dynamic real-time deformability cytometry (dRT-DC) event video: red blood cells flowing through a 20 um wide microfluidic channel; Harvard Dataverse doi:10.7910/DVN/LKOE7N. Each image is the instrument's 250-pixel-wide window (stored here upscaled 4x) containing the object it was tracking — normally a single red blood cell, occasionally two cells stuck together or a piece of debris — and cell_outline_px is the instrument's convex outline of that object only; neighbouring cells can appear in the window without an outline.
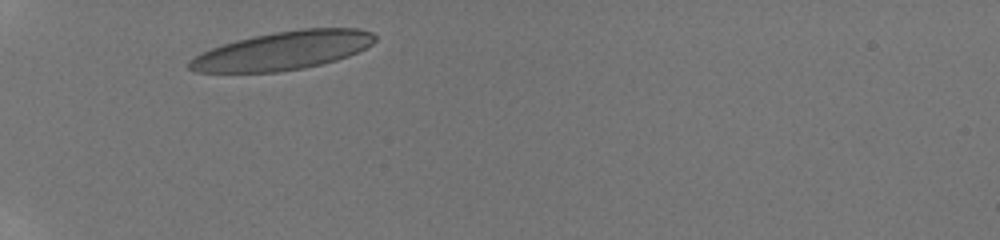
{"species": "human", "species_latin": "Homo sapiens", "temperature_condition": "room temperature", "stored_images_in_passage": 4, "camera_frame_rate_fps": 3000, "um_per_image_px": 0.085, "donor": {"sex": "male"}, "frame": {"image": 1, "passage_image": 1, "time_ms": 0.0, "image_size_px": [1000, 240], "cell_outline_px": [[376, 40], [372, 44], [348, 56], [336, 60], [304, 68], [276, 72], [196, 72], [188, 68], [188, 64], [196, 56], [212, 48], [236, 40], [252, 36], [300, 28], [360, 28], [372, 32], [376, 36]], "centroid_in_image_um": [24.09, 4.29], "position_along_channel_um": 60.9, "area_um2": 41.21}}